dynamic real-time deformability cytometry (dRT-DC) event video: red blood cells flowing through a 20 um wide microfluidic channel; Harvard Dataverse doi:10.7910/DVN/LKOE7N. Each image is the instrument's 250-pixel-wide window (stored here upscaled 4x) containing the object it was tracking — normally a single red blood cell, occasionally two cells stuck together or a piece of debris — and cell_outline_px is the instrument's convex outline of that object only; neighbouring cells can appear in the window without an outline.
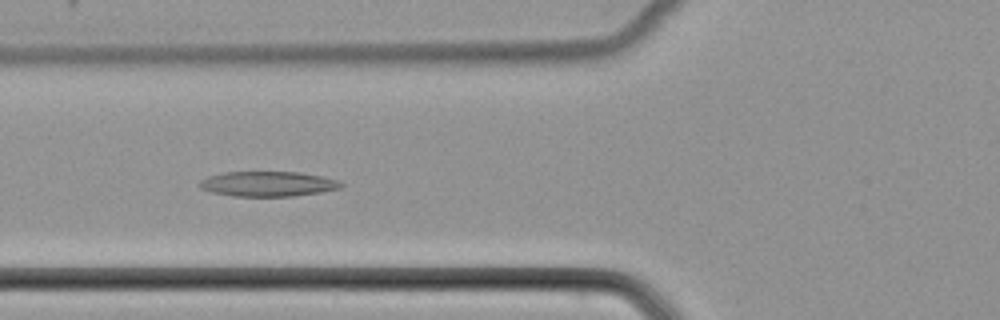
{"species": "common noctule bat (a hibernating species)", "species_latin": "Nyctalus noctula", "temperature_condition": "cold", "stored_images_in_passage": 41, "camera_frame_rate_fps": 3000, "um_per_image_px": 0.085, "animal": {"sex": "female", "body_mass_g": 22.7, "forearm_length_mm": 54.2}, "frame": {"image": 1, "passage_image": 10, "time_ms": 3.0, "image_size_px": [1000, 320], "cell_outline_px": [[344, 184], [340, 188], [320, 192], [292, 196], [232, 196], [212, 192], [200, 188], [196, 184], [200, 180], [208, 176], [224, 172], [300, 172], [340, 180]], "centroid_in_image_um": [22.74, 15.63], "position_along_channel_um": 103.1, "area_um2": 20.69}}
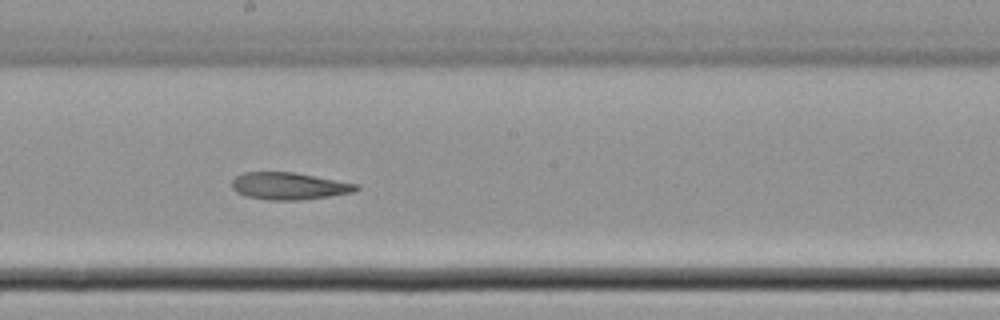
{"frame": {"image": 2, "passage_image": 19, "time_ms": 6.0, "image_size_px": [1000, 320], "cell_outline_px": [[360, 188], [352, 192], [328, 196], [296, 200], [268, 200], [248, 196], [236, 192], [232, 188], [232, 180], [236, 176], [244, 172], [292, 172], [360, 184]], "centroid_in_image_um": [24.56, 15.8], "position_along_channel_um": 223.6, "area_um2": 19.48}}
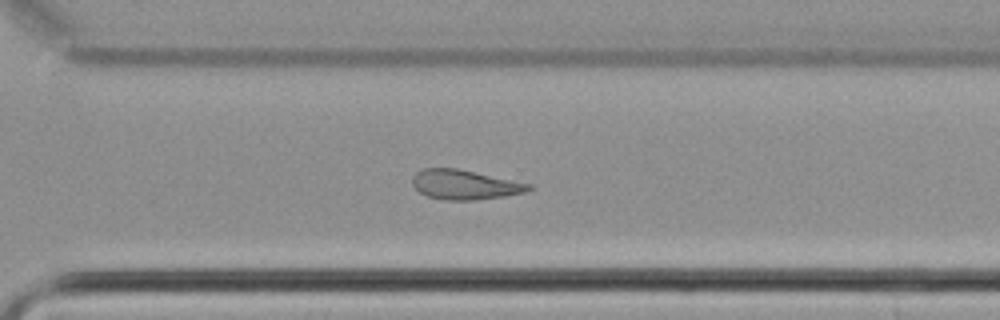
{"frame": {"image": 3, "passage_image": 27, "time_ms": 8.667, "image_size_px": [1000, 320], "cell_outline_px": [[532, 188], [524, 192], [504, 196], [476, 200], [448, 200], [428, 196], [420, 192], [412, 184], [412, 176], [416, 172], [424, 168], [456, 168], [532, 184]], "centroid_in_image_um": [39.49, 15.69], "position_along_channel_um": 331.1, "area_um2": 19.88}}